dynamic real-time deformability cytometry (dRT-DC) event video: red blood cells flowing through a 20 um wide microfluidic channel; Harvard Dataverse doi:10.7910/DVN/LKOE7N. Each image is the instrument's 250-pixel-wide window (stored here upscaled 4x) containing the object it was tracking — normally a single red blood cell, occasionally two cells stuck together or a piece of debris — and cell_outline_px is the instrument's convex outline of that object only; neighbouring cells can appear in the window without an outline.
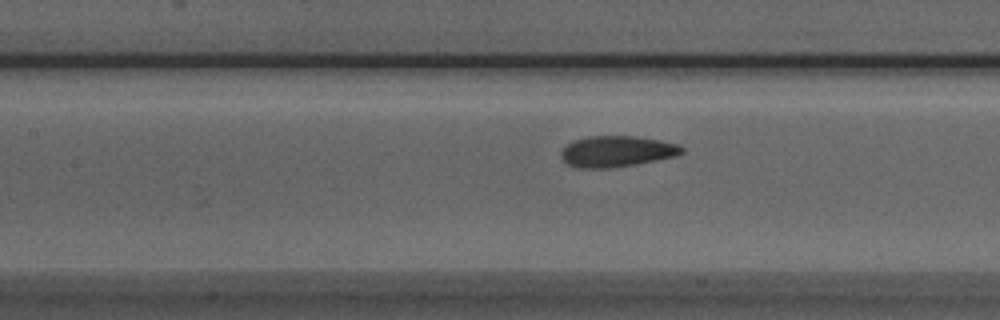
{"species": "Egyptian fruit bat (a non-hibernating species)", "species_latin": "Rousettus aegyptiacus", "temperature_condition": "room temperature", "stored_images_in_passage": 37, "camera_frame_rate_fps": 3000, "um_per_image_px": 0.085, "animal": {"sex": "male"}, "frame": {"image": 1, "passage_image": 8, "time_ms": 2.333, "image_size_px": [1000, 320], "cell_outline_px": [[684, 152], [676, 156], [636, 164], [608, 168], [576, 168], [568, 164], [560, 156], [560, 152], [572, 140], [588, 136], [636, 136], [660, 140], [680, 144], [684, 148]], "centroid_in_image_um": [52.43, 12.86], "position_along_channel_um": 155.0, "area_um2": 21.96}}
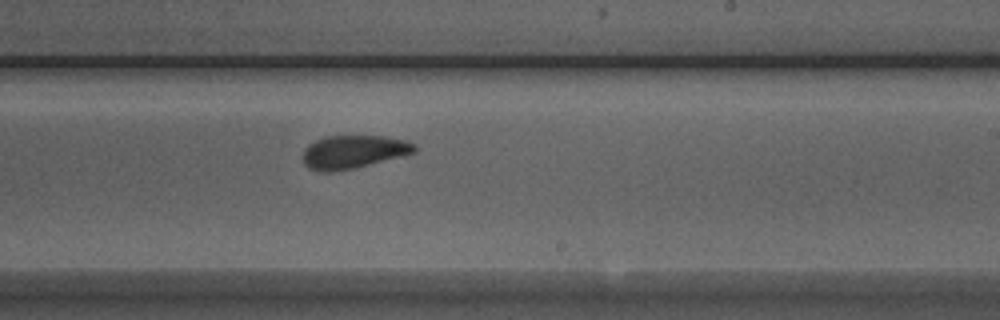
{"frame": {"image": 2, "passage_image": 16, "time_ms": 5.0, "image_size_px": [1000, 320], "cell_outline_px": [[416, 152], [352, 168], [328, 172], [320, 172], [308, 168], [304, 164], [304, 148], [308, 144], [324, 136], [384, 136], [408, 140], [416, 144]], "centroid_in_image_um": [30.03, 12.89], "position_along_channel_um": 259.0, "area_um2": 21.44}}
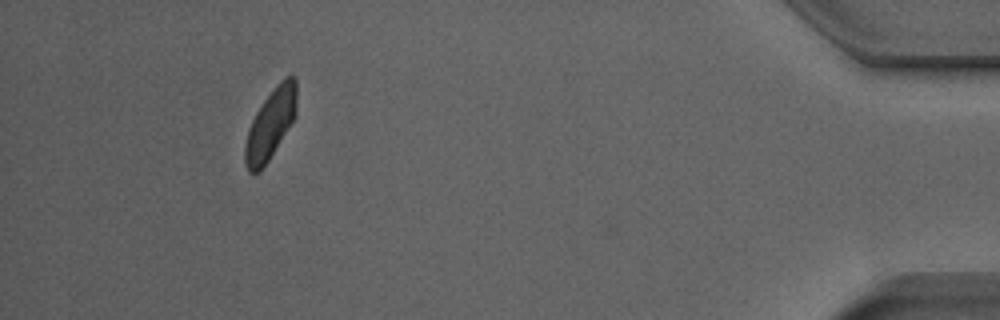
{"frame": {"image": 3, "passage_image": 33, "time_ms": 10.667, "image_size_px": [1000, 320], "cell_outline_px": [[296, 112], [292, 120], [268, 160], [260, 172], [248, 172], [244, 164], [244, 144], [248, 128], [256, 112], [264, 100], [276, 84], [284, 76], [296, 76]], "centroid_in_image_um": [22.96, 10.54], "position_along_channel_um": 412.2, "area_um2": 20.81}, "authors_computed_cell_mechanics": {"area_um2": 21.5594, "velocity_mm_per_s": 3.9084, "shape_relaxation_time_tau1_ms": 4.8864, "shape_relaxation_time_tau2_ms": 1.1401, "deformation_change_tau1": 0.1055, "deformation_change_tau2": 0.0631}}